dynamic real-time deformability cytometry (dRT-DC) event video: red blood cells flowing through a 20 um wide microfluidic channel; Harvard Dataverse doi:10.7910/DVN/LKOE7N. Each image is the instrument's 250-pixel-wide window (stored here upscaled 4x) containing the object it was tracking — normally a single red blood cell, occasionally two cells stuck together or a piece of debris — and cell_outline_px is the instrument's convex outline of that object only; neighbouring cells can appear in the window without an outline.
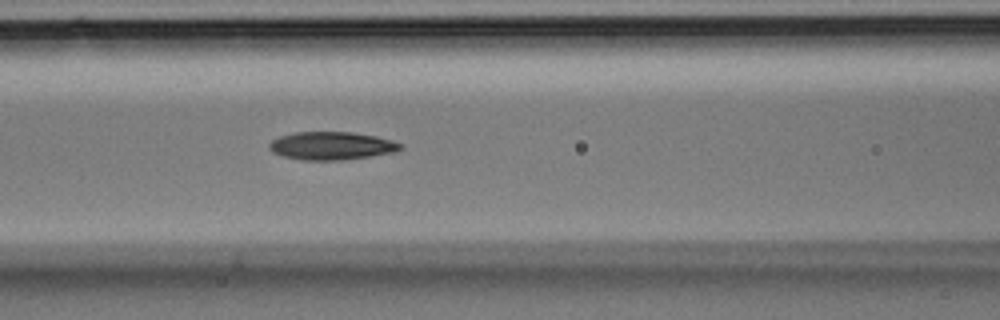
{"species": "Egyptian fruit bat (a non-hibernating species)", "species_latin": "Rousettus aegyptiacus", "temperature_condition": "room temperature", "stored_images_in_passage": 27, "segment_of_instrument_passage": [1, 2], "camera_frame_rate_fps": 3000, "um_per_image_px": 0.085, "animal": {"sex": "male"}, "frame": {"image": 1, "passage_image": 6, "time_ms": 1.667, "image_size_px": [1000, 320], "cell_outline_px": [[404, 148], [396, 152], [340, 160], [304, 160], [284, 156], [272, 152], [268, 148], [268, 144], [272, 140], [280, 136], [296, 132], [352, 132], [376, 136], [392, 140], [404, 144]], "centroid_in_image_um": [28.21, 12.38], "position_along_channel_um": 138.4, "area_um2": 21.44}}
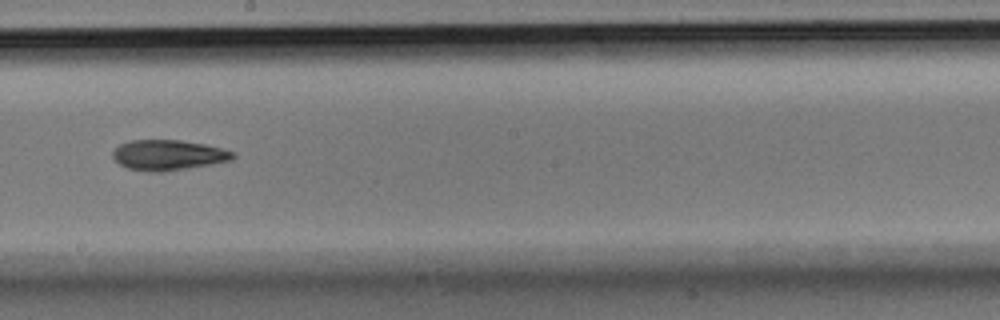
{"frame": {"image": 2, "passage_image": 11, "time_ms": 3.333, "image_size_px": [1000, 320], "cell_outline_px": [[236, 156], [232, 160], [212, 164], [164, 172], [152, 172], [128, 168], [120, 164], [112, 156], [112, 152], [120, 144], [128, 140], [180, 140], [204, 144], [236, 152]], "centroid_in_image_um": [14.32, 13.18], "position_along_channel_um": 233.9, "area_um2": 21.27}}
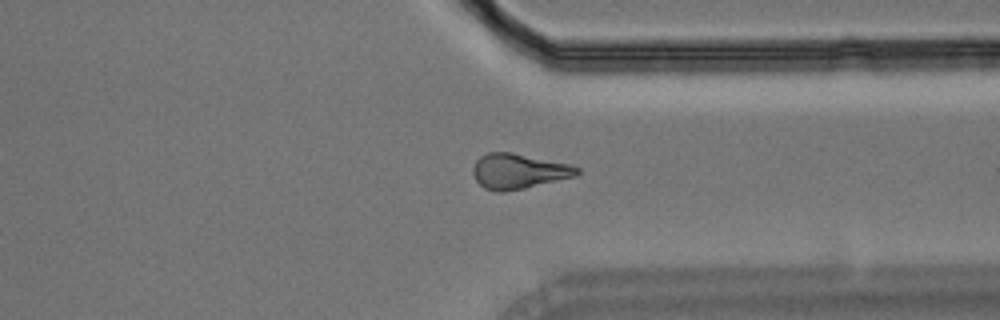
{"frame": {"image": 3, "passage_image": 18, "time_ms": 5.667, "image_size_px": [1000, 320], "cell_outline_px": [[580, 172], [576, 176], [524, 188], [504, 192], [496, 192], [484, 188], [476, 180], [472, 172], [472, 168], [476, 160], [480, 156], [488, 152], [512, 152], [572, 164], [580, 168]], "centroid_in_image_um": [44.08, 14.54], "position_along_channel_um": 367.3, "area_um2": 21.5}}